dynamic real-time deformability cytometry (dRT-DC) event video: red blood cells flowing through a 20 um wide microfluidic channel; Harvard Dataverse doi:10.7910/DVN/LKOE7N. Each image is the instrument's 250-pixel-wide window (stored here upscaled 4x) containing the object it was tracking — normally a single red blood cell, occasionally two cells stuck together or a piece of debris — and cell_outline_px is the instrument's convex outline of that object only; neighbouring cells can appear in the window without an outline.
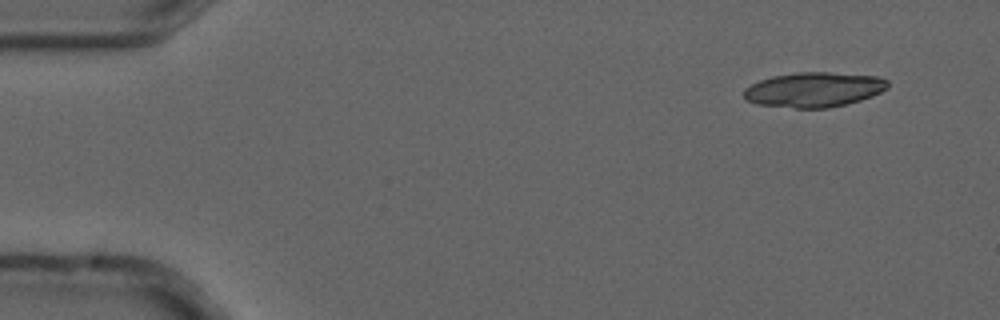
{"species": "common noctule bat (a hibernating species)", "species_latin": "Nyctalus noctula", "temperature_condition": "cold", "stored_images_in_passage": 5, "camera_frame_rate_fps": 3000, "um_per_image_px": 0.085, "animal": {"sex": "male", "forearm_length_mm": 52.5}, "frame": {"image": 1, "passage_image": 1, "time_ms": 0.0, "image_size_px": [1000, 320], "cell_outline_px": [[888, 88], [872, 96], [860, 100], [828, 108], [796, 108], [756, 104], [748, 100], [744, 96], [744, 88], [760, 80], [772, 76], [796, 72], [828, 72], [876, 76], [888, 80]], "centroid_in_image_um": [69.18, 7.61], "position_along_channel_um": 15.8, "area_um2": 29.13}}